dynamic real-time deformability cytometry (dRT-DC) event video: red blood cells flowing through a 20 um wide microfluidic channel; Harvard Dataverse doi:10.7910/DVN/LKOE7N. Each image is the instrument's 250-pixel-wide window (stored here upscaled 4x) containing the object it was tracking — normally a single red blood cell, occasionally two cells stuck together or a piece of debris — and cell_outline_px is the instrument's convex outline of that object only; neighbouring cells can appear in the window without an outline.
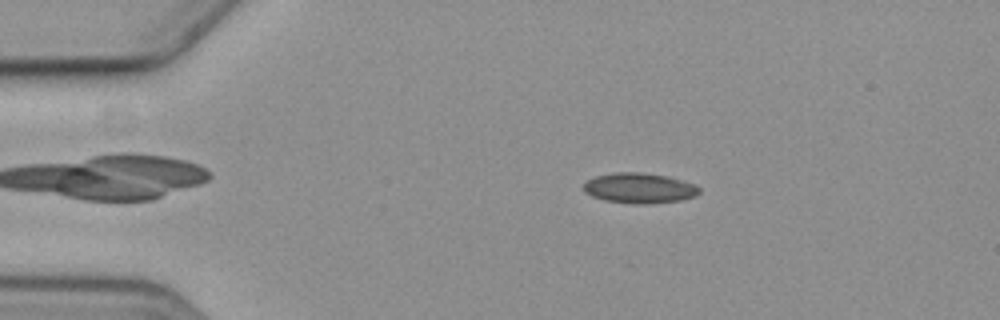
{"species": "common noctule bat (a hibernating species)", "species_latin": "Nyctalus noctula", "temperature_condition": "cold", "stored_images_in_passage": 5, "camera_frame_rate_fps": 3000, "um_per_image_px": 0.085, "animal": {"sex": "female", "body_mass_g": 19.3, "forearm_length_mm": 54.1}, "frame": {"image": 1, "passage_image": 4, "time_ms": 3.667, "image_size_px": [1000, 320], "cell_outline_px": [[700, 192], [696, 196], [680, 200], [644, 204], [636, 204], [604, 200], [592, 196], [584, 192], [584, 184], [588, 180], [596, 176], [612, 172], [640, 172], [668, 176], [696, 184], [700, 188]], "centroid_in_image_um": [54.36, 15.98], "position_along_channel_um": 30.6, "area_um2": 20.46}}